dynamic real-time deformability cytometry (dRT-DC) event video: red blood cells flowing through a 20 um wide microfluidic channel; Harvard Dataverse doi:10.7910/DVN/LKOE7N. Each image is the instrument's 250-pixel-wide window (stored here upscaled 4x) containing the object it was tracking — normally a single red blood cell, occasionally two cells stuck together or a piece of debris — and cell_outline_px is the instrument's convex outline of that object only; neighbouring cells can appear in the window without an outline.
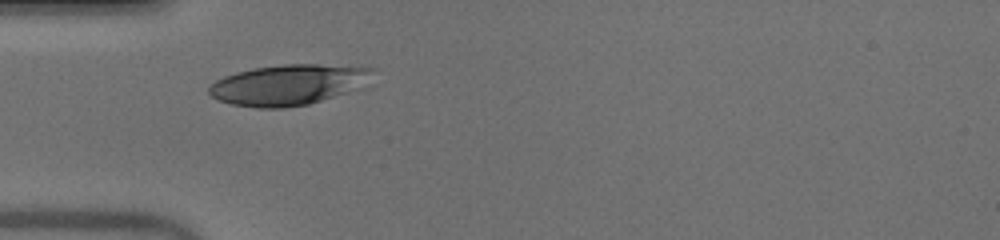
{"species": "human", "species_latin": "Homo sapiens", "temperature_condition": "warm", "stored_images_in_passage": 27, "camera_frame_rate_fps": 3000, "um_per_image_px": 0.085, "donor": {"sex": "male"}, "frame": {"image": 1, "passage_image": 1, "time_ms": 0.0, "image_size_px": [1000, 240], "cell_outline_px": [[376, 68], [364, 88], [308, 104], [284, 108], [256, 108], [232, 104], [220, 100], [212, 96], [208, 92], [208, 88], [216, 80], [224, 76], [236, 72], [256, 68], [284, 64], [316, 64]], "centroid_in_image_um": [24.56, 7.21], "position_along_channel_um": 60.4, "area_um2": 38.78}}
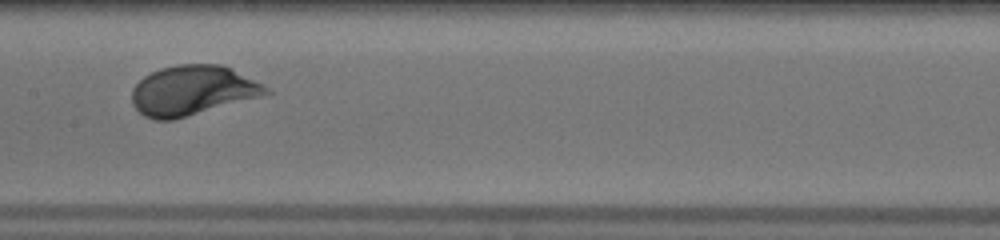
{"frame": {"image": 2, "passage_image": 11, "time_ms": 3.333, "image_size_px": [1000, 240], "cell_outline_px": [[272, 92], [260, 96], [172, 120], [152, 120], [144, 116], [132, 104], [132, 88], [144, 76], [160, 68], [176, 64], [220, 64], [264, 84]], "centroid_in_image_um": [16.32, 7.68], "position_along_channel_um": 191.1, "area_um2": 38.49}}
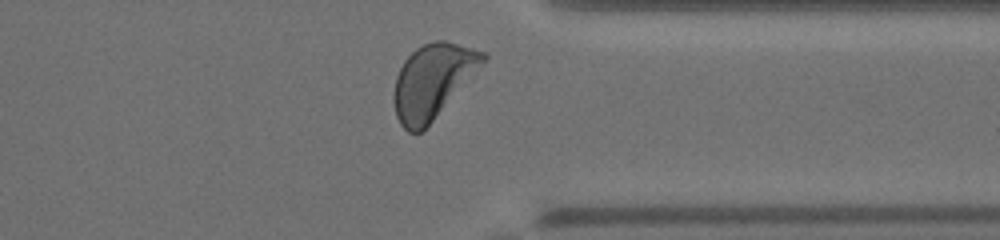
{"frame": {"image": 3, "passage_image": 25, "time_ms": 8.0, "image_size_px": [1000, 240], "cell_outline_px": [[488, 56], [432, 120], [420, 132], [408, 132], [400, 124], [396, 116], [392, 96], [396, 76], [404, 60], [416, 48], [424, 44], [436, 40], [444, 40], [472, 48], [484, 52]], "centroid_in_image_um": [36.7, 6.88], "position_along_channel_um": 374.7, "area_um2": 37.4}, "authors_computed_cell_mechanics": {"area_um2": 37.57, "velocity_mm_per_s": 3.9967, "shape_relaxation_time_tau1_ms": 1.5845, "shape_relaxation_time_tau2_ms": null, "deformation_change_tau1": 0.1465, "deformation_change_tau2": null}}